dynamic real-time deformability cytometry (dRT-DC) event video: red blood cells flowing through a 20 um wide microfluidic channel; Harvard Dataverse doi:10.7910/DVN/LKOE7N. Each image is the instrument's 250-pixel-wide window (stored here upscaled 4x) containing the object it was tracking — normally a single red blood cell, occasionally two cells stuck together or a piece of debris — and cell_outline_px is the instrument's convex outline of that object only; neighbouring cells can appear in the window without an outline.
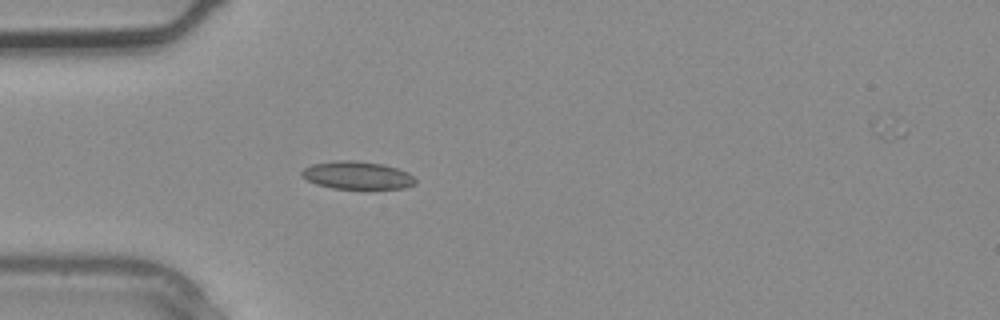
{"species": "common noctule bat (a hibernating species)", "species_latin": "Nyctalus noctula", "temperature_condition": "warm", "stored_images_in_passage": 2, "camera_frame_rate_fps": 3000, "um_per_image_px": 0.085, "animal": {"sex": "male", "body_mass_g": 20.4}, "frame": {"image": 1, "passage_image": 2, "time_ms": 0.333, "image_size_px": [1000, 320], "cell_outline_px": [[416, 184], [404, 188], [332, 188], [316, 184], [308, 180], [300, 172], [304, 168], [312, 164], [336, 160], [356, 160], [384, 164], [408, 172], [416, 180]], "centroid_in_image_um": [30.37, 14.88], "position_along_channel_um": 54.6, "area_um2": 18.32}}